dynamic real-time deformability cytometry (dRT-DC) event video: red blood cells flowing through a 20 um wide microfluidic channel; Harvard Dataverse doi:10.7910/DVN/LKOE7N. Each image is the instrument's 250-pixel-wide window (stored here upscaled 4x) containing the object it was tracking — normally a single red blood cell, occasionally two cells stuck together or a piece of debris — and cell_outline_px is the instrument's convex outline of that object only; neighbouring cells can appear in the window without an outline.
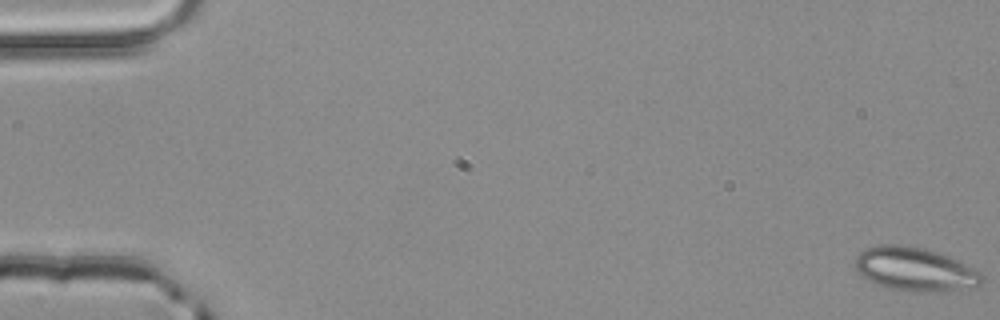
{"species": "common noctule bat (a hibernating species)", "species_latin": "Nyctalus noctula", "temperature_condition": "room temperature", "stored_images_in_passage": 4, "camera_frame_rate_fps": 3000, "um_per_image_px": 0.085, "animal": {"sex": "male", "body_mass_g": 20.4}, "frame": {"image": 1, "passage_image": 1, "time_ms": 0.0, "image_size_px": [1000, 320], "cell_outline_px": [[984, 280], [976, 288], [916, 292], [908, 292], [888, 288], [876, 284], [860, 276], [856, 268], [856, 256], [864, 248], [880, 244], [900, 244], [924, 248], [940, 252], [984, 272]], "centroid_in_image_um": [77.8, 22.88], "position_along_channel_um": 7.2, "area_um2": 32.83}}